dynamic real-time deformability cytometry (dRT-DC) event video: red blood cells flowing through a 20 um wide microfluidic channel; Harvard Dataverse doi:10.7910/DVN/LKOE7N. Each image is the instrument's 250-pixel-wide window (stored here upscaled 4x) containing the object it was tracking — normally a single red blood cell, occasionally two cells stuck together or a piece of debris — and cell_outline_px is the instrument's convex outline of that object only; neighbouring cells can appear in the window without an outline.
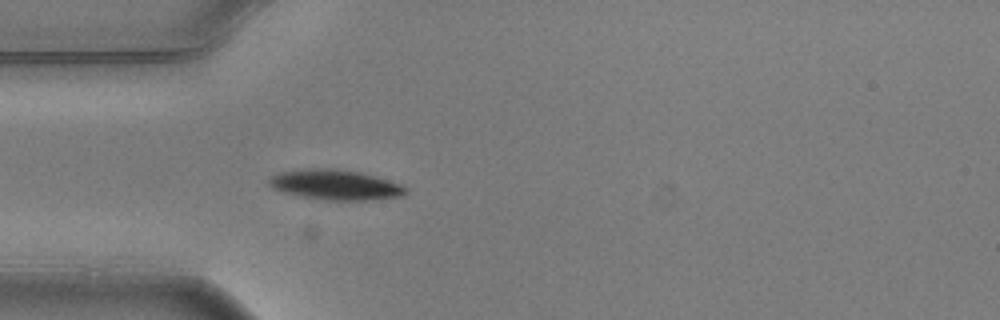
{"species": "common noctule bat (a hibernating species)", "species_latin": "Nyctalus noctula", "temperature_condition": "warm", "stored_images_in_passage": 3, "camera_frame_rate_fps": 3000, "um_per_image_px": 0.085, "animal": {"sex": "male", "body_mass_g": 20.5, "forearm_length_mm": 52.5}, "frame": {"image": 1, "passage_image": 3, "time_ms": 0.667, "image_size_px": [1000, 320], "cell_outline_px": [[408, 192], [404, 196], [364, 200], [328, 200], [300, 196], [284, 192], [272, 188], [268, 184], [268, 180], [272, 176], [280, 172], [312, 168], [332, 168], [360, 172], [376, 176], [404, 184], [408, 188]], "centroid_in_image_um": [28.56, 15.7], "position_along_channel_um": 56.4, "area_um2": 24.1}}